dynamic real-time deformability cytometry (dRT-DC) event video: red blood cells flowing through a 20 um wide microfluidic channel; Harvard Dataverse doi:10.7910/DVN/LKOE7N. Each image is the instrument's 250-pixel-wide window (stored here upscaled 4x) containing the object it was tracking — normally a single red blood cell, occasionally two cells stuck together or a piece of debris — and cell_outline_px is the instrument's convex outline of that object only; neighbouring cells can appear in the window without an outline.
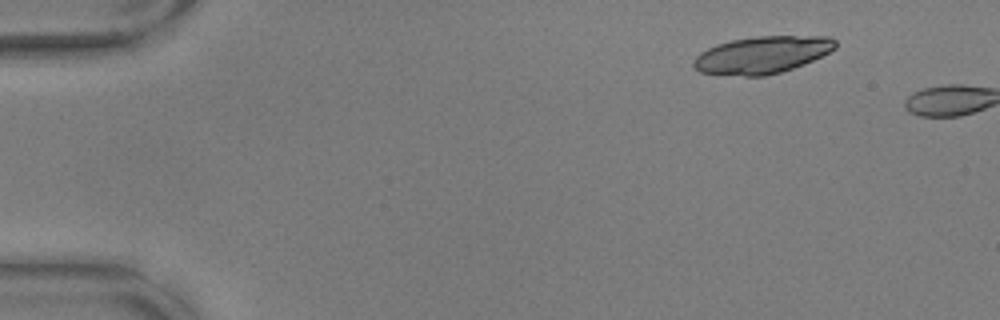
{"species": "common noctule bat (a hibernating species)", "species_latin": "Nyctalus noctula", "temperature_condition": "warm", "stored_images_in_passage": 3, "camera_frame_rate_fps": 3000, "um_per_image_px": 0.085, "animal": {"sex": "male", "body_mass_g": 17.9, "forearm_length_mm": 54.2}, "frame": {"image": 1, "passage_image": 1, "time_ms": 0.0, "image_size_px": [1000, 320], "cell_outline_px": [[836, 48], [804, 64], [780, 72], [764, 76], [744, 76], [700, 72], [692, 64], [692, 60], [700, 52], [716, 44], [732, 40], [756, 36], [832, 36], [836, 40]], "centroid_in_image_um": [64.78, 4.65], "position_along_channel_um": 20.2, "area_um2": 30.63}}